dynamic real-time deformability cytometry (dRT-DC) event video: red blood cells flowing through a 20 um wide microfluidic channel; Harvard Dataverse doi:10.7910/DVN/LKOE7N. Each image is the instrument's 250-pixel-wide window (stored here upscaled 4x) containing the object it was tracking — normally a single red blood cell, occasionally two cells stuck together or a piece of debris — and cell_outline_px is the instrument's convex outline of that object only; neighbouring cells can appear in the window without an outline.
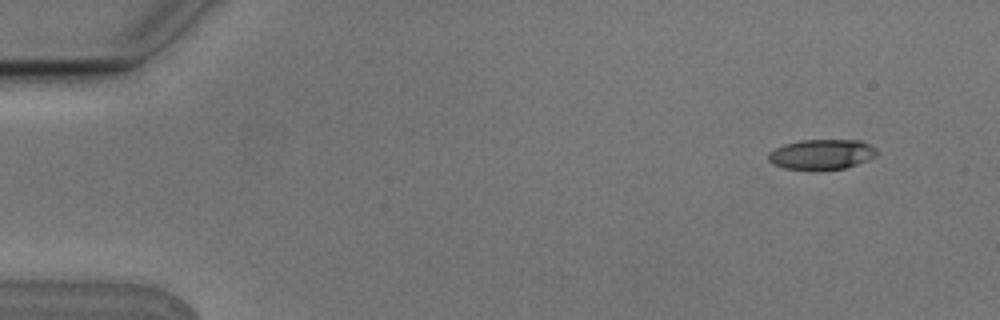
{"species": "Egyptian fruit bat (a non-hibernating species)", "species_latin": "Rousettus aegyptiacus", "temperature_condition": "cold", "stored_images_in_passage": 5, "camera_frame_rate_fps": 3000, "um_per_image_px": 0.085, "animal": {"sex": "male"}, "frame": {"image": 1, "passage_image": 1, "time_ms": 0.0, "image_size_px": [1000, 320], "cell_outline_px": [[880, 152], [876, 156], [868, 160], [844, 168], [784, 168], [768, 160], [768, 152], [784, 144], [800, 140], [860, 140], [876, 148]], "centroid_in_image_um": [69.88, 13.08], "position_along_channel_um": 15.1, "area_um2": 18.61}}
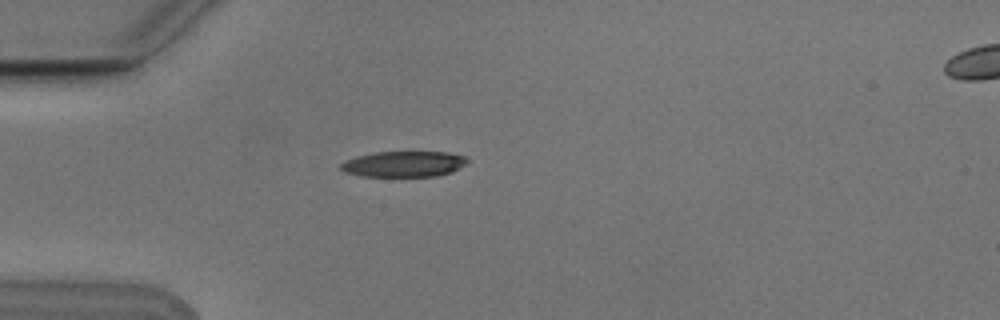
{"frame": {"image": 2, "passage_image": 4, "time_ms": 1.0, "image_size_px": [1000, 320], "cell_outline_px": [[468, 160], [464, 164], [452, 172], [436, 176], [360, 176], [344, 172], [340, 168], [340, 164], [344, 160], [356, 156], [376, 152], [448, 152], [464, 156]], "centroid_in_image_um": [34.27, 13.94], "position_along_channel_um": 50.7, "area_um2": 18.96}}